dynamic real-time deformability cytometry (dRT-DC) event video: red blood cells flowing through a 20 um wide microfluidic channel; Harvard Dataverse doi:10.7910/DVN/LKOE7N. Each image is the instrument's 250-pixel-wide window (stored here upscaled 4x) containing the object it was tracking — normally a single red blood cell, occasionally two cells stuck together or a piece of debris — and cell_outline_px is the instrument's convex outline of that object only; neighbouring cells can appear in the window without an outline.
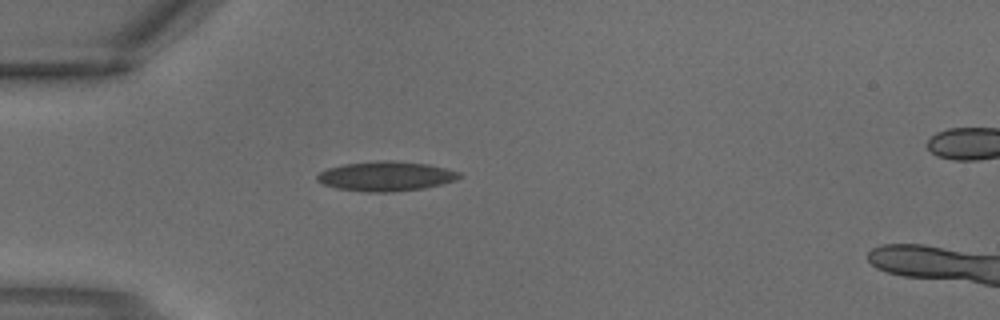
{"species": "common noctule bat (a hibernating species)", "species_latin": "Nyctalus noctula", "temperature_condition": "warm", "stored_images_in_passage": 3, "camera_frame_rate_fps": 3000, "um_per_image_px": 0.085, "animal": {"sex": "male", "body_mass_g": 18.8}, "frame": {"image": 1, "passage_image": 2, "time_ms": 0.333, "image_size_px": [1000, 320], "cell_outline_px": [[464, 176], [456, 180], [424, 188], [392, 192], [368, 192], [336, 188], [324, 184], [316, 180], [316, 176], [320, 172], [328, 168], [344, 164], [376, 160], [392, 160], [428, 164], [460, 172]], "centroid_in_image_um": [32.81, 14.97], "position_along_channel_um": 52.2, "area_um2": 24.62}}